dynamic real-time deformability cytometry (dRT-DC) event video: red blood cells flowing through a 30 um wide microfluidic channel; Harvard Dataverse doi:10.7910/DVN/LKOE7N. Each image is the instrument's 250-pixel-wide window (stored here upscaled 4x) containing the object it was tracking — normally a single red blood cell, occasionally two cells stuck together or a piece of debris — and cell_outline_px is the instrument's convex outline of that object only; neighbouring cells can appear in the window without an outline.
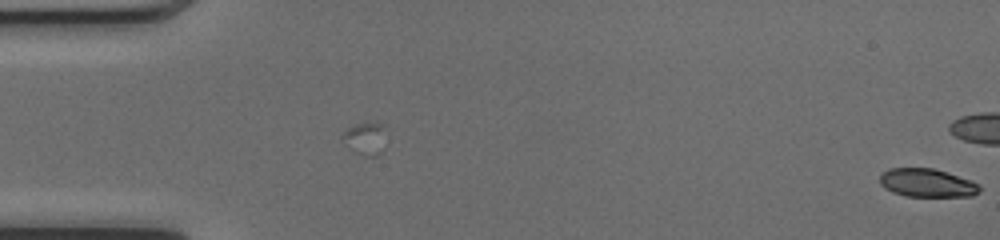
{"species": "common noctule bat (a hibernating species)", "species_latin": "Nyctalus noctula", "temperature_condition": "cold", "stored_images_in_passage": 17, "segment_of_instrument_passage": [2, 2], "camera_frame_rate_fps": 3000, "um_per_image_px": 0.085, "animal": {"sex": "female", "body_mass_g": 17.0, "forearm_length_mm": 48.0}, "frame": {"image": 1, "passage_image": 17, "time_ms": 5.333, "image_size_px": [1000, 240], "cell_outline_px": [[980, 192], [972, 196], [904, 196], [892, 192], [884, 188], [880, 184], [880, 176], [888, 168], [932, 168], [948, 172], [972, 180], [980, 184]], "centroid_in_image_um": [78.82, 15.54], "position_along_channel_um": 6.2, "area_um2": 16.65}}